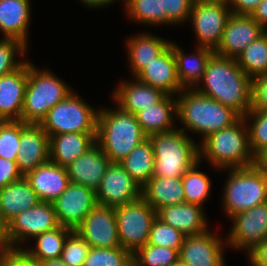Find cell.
<instances>
[{
  "mask_svg": "<svg viewBox=\"0 0 267 266\" xmlns=\"http://www.w3.org/2000/svg\"><path fill=\"white\" fill-rule=\"evenodd\" d=\"M200 161L208 160L218 170L244 168L253 165L248 129L243 117L231 126L213 132L199 144Z\"/></svg>",
  "mask_w": 267,
  "mask_h": 266,
  "instance_id": "obj_3",
  "label": "cell"
},
{
  "mask_svg": "<svg viewBox=\"0 0 267 266\" xmlns=\"http://www.w3.org/2000/svg\"><path fill=\"white\" fill-rule=\"evenodd\" d=\"M175 95L177 118L186 133L201 135V141L209 134L231 126L241 116L228 106L197 92L194 88H184Z\"/></svg>",
  "mask_w": 267,
  "mask_h": 266,
  "instance_id": "obj_2",
  "label": "cell"
},
{
  "mask_svg": "<svg viewBox=\"0 0 267 266\" xmlns=\"http://www.w3.org/2000/svg\"><path fill=\"white\" fill-rule=\"evenodd\" d=\"M251 266H267V238L247 252Z\"/></svg>",
  "mask_w": 267,
  "mask_h": 266,
  "instance_id": "obj_48",
  "label": "cell"
},
{
  "mask_svg": "<svg viewBox=\"0 0 267 266\" xmlns=\"http://www.w3.org/2000/svg\"><path fill=\"white\" fill-rule=\"evenodd\" d=\"M114 1L117 0H80L81 3L86 5L88 8H102L108 6L109 4H113Z\"/></svg>",
  "mask_w": 267,
  "mask_h": 266,
  "instance_id": "obj_52",
  "label": "cell"
},
{
  "mask_svg": "<svg viewBox=\"0 0 267 266\" xmlns=\"http://www.w3.org/2000/svg\"><path fill=\"white\" fill-rule=\"evenodd\" d=\"M251 16L267 31V0H263L252 12Z\"/></svg>",
  "mask_w": 267,
  "mask_h": 266,
  "instance_id": "obj_50",
  "label": "cell"
},
{
  "mask_svg": "<svg viewBox=\"0 0 267 266\" xmlns=\"http://www.w3.org/2000/svg\"><path fill=\"white\" fill-rule=\"evenodd\" d=\"M142 198L155 210L185 202L182 177L153 176L142 187Z\"/></svg>",
  "mask_w": 267,
  "mask_h": 266,
  "instance_id": "obj_30",
  "label": "cell"
},
{
  "mask_svg": "<svg viewBox=\"0 0 267 266\" xmlns=\"http://www.w3.org/2000/svg\"><path fill=\"white\" fill-rule=\"evenodd\" d=\"M170 43L171 41L148 32L129 37L126 43V53L133 77L135 78L154 58L162 54L170 46Z\"/></svg>",
  "mask_w": 267,
  "mask_h": 266,
  "instance_id": "obj_28",
  "label": "cell"
},
{
  "mask_svg": "<svg viewBox=\"0 0 267 266\" xmlns=\"http://www.w3.org/2000/svg\"><path fill=\"white\" fill-rule=\"evenodd\" d=\"M136 115L116 108L98 111L96 143L111 162H120L137 145L147 139Z\"/></svg>",
  "mask_w": 267,
  "mask_h": 266,
  "instance_id": "obj_4",
  "label": "cell"
},
{
  "mask_svg": "<svg viewBox=\"0 0 267 266\" xmlns=\"http://www.w3.org/2000/svg\"><path fill=\"white\" fill-rule=\"evenodd\" d=\"M112 94L115 105L134 115L156 105L167 95L159 88L140 82L136 77L119 83Z\"/></svg>",
  "mask_w": 267,
  "mask_h": 266,
  "instance_id": "obj_23",
  "label": "cell"
},
{
  "mask_svg": "<svg viewBox=\"0 0 267 266\" xmlns=\"http://www.w3.org/2000/svg\"><path fill=\"white\" fill-rule=\"evenodd\" d=\"M243 118L248 129L251 151L255 155L267 145V111L250 109Z\"/></svg>",
  "mask_w": 267,
  "mask_h": 266,
  "instance_id": "obj_41",
  "label": "cell"
},
{
  "mask_svg": "<svg viewBox=\"0 0 267 266\" xmlns=\"http://www.w3.org/2000/svg\"><path fill=\"white\" fill-rule=\"evenodd\" d=\"M176 61L177 76L184 88H194L203 78L208 59L214 50L197 46L193 54L186 55L175 42L170 43Z\"/></svg>",
  "mask_w": 267,
  "mask_h": 266,
  "instance_id": "obj_29",
  "label": "cell"
},
{
  "mask_svg": "<svg viewBox=\"0 0 267 266\" xmlns=\"http://www.w3.org/2000/svg\"><path fill=\"white\" fill-rule=\"evenodd\" d=\"M72 92L48 68L40 70L28 60V82L20 120L25 124H40L49 110Z\"/></svg>",
  "mask_w": 267,
  "mask_h": 266,
  "instance_id": "obj_6",
  "label": "cell"
},
{
  "mask_svg": "<svg viewBox=\"0 0 267 266\" xmlns=\"http://www.w3.org/2000/svg\"><path fill=\"white\" fill-rule=\"evenodd\" d=\"M251 110L267 111V72L252 79Z\"/></svg>",
  "mask_w": 267,
  "mask_h": 266,
  "instance_id": "obj_45",
  "label": "cell"
},
{
  "mask_svg": "<svg viewBox=\"0 0 267 266\" xmlns=\"http://www.w3.org/2000/svg\"><path fill=\"white\" fill-rule=\"evenodd\" d=\"M0 266H40L22 249H8L0 254Z\"/></svg>",
  "mask_w": 267,
  "mask_h": 266,
  "instance_id": "obj_46",
  "label": "cell"
},
{
  "mask_svg": "<svg viewBox=\"0 0 267 266\" xmlns=\"http://www.w3.org/2000/svg\"><path fill=\"white\" fill-rule=\"evenodd\" d=\"M231 14L227 4L194 1L188 21L196 34L197 46L215 50Z\"/></svg>",
  "mask_w": 267,
  "mask_h": 266,
  "instance_id": "obj_11",
  "label": "cell"
},
{
  "mask_svg": "<svg viewBox=\"0 0 267 266\" xmlns=\"http://www.w3.org/2000/svg\"><path fill=\"white\" fill-rule=\"evenodd\" d=\"M75 231L90 247H121L114 207L97 204Z\"/></svg>",
  "mask_w": 267,
  "mask_h": 266,
  "instance_id": "obj_15",
  "label": "cell"
},
{
  "mask_svg": "<svg viewBox=\"0 0 267 266\" xmlns=\"http://www.w3.org/2000/svg\"><path fill=\"white\" fill-rule=\"evenodd\" d=\"M28 48L15 38H0V77L20 68L26 60L16 61V56L23 57Z\"/></svg>",
  "mask_w": 267,
  "mask_h": 266,
  "instance_id": "obj_39",
  "label": "cell"
},
{
  "mask_svg": "<svg viewBox=\"0 0 267 266\" xmlns=\"http://www.w3.org/2000/svg\"><path fill=\"white\" fill-rule=\"evenodd\" d=\"M130 20L144 25H174L162 11V0H122Z\"/></svg>",
  "mask_w": 267,
  "mask_h": 266,
  "instance_id": "obj_34",
  "label": "cell"
},
{
  "mask_svg": "<svg viewBox=\"0 0 267 266\" xmlns=\"http://www.w3.org/2000/svg\"><path fill=\"white\" fill-rule=\"evenodd\" d=\"M263 0H230L228 4L233 14L251 15Z\"/></svg>",
  "mask_w": 267,
  "mask_h": 266,
  "instance_id": "obj_49",
  "label": "cell"
},
{
  "mask_svg": "<svg viewBox=\"0 0 267 266\" xmlns=\"http://www.w3.org/2000/svg\"><path fill=\"white\" fill-rule=\"evenodd\" d=\"M178 259L173 248L145 244L133 254V266H171Z\"/></svg>",
  "mask_w": 267,
  "mask_h": 266,
  "instance_id": "obj_37",
  "label": "cell"
},
{
  "mask_svg": "<svg viewBox=\"0 0 267 266\" xmlns=\"http://www.w3.org/2000/svg\"><path fill=\"white\" fill-rule=\"evenodd\" d=\"M98 111L73 91L49 110L40 125L49 137L61 133H97Z\"/></svg>",
  "mask_w": 267,
  "mask_h": 266,
  "instance_id": "obj_8",
  "label": "cell"
},
{
  "mask_svg": "<svg viewBox=\"0 0 267 266\" xmlns=\"http://www.w3.org/2000/svg\"><path fill=\"white\" fill-rule=\"evenodd\" d=\"M171 266H190L188 263L183 262L181 259H178L174 264Z\"/></svg>",
  "mask_w": 267,
  "mask_h": 266,
  "instance_id": "obj_56",
  "label": "cell"
},
{
  "mask_svg": "<svg viewBox=\"0 0 267 266\" xmlns=\"http://www.w3.org/2000/svg\"><path fill=\"white\" fill-rule=\"evenodd\" d=\"M118 236L123 249L134 254L147 244L156 211L141 197L115 207Z\"/></svg>",
  "mask_w": 267,
  "mask_h": 266,
  "instance_id": "obj_9",
  "label": "cell"
},
{
  "mask_svg": "<svg viewBox=\"0 0 267 266\" xmlns=\"http://www.w3.org/2000/svg\"><path fill=\"white\" fill-rule=\"evenodd\" d=\"M156 217L186 236L209 230L204 208L187 202L162 207L156 211Z\"/></svg>",
  "mask_w": 267,
  "mask_h": 266,
  "instance_id": "obj_24",
  "label": "cell"
},
{
  "mask_svg": "<svg viewBox=\"0 0 267 266\" xmlns=\"http://www.w3.org/2000/svg\"><path fill=\"white\" fill-rule=\"evenodd\" d=\"M136 78L144 84L161 89L167 95H177L184 89L177 76L176 61L171 46L154 58Z\"/></svg>",
  "mask_w": 267,
  "mask_h": 266,
  "instance_id": "obj_21",
  "label": "cell"
},
{
  "mask_svg": "<svg viewBox=\"0 0 267 266\" xmlns=\"http://www.w3.org/2000/svg\"><path fill=\"white\" fill-rule=\"evenodd\" d=\"M24 177L41 202L52 203L65 191L70 183L67 169L50 160Z\"/></svg>",
  "mask_w": 267,
  "mask_h": 266,
  "instance_id": "obj_22",
  "label": "cell"
},
{
  "mask_svg": "<svg viewBox=\"0 0 267 266\" xmlns=\"http://www.w3.org/2000/svg\"><path fill=\"white\" fill-rule=\"evenodd\" d=\"M8 245L6 242V237H5V226L2 224V222L0 221V254L3 251L8 250Z\"/></svg>",
  "mask_w": 267,
  "mask_h": 266,
  "instance_id": "obj_53",
  "label": "cell"
},
{
  "mask_svg": "<svg viewBox=\"0 0 267 266\" xmlns=\"http://www.w3.org/2000/svg\"><path fill=\"white\" fill-rule=\"evenodd\" d=\"M118 163L143 187L153 177L155 169V156L150 139H145Z\"/></svg>",
  "mask_w": 267,
  "mask_h": 266,
  "instance_id": "obj_32",
  "label": "cell"
},
{
  "mask_svg": "<svg viewBox=\"0 0 267 266\" xmlns=\"http://www.w3.org/2000/svg\"><path fill=\"white\" fill-rule=\"evenodd\" d=\"M142 197V187L124 170L118 162H112L96 190L97 203L118 207Z\"/></svg>",
  "mask_w": 267,
  "mask_h": 266,
  "instance_id": "obj_13",
  "label": "cell"
},
{
  "mask_svg": "<svg viewBox=\"0 0 267 266\" xmlns=\"http://www.w3.org/2000/svg\"><path fill=\"white\" fill-rule=\"evenodd\" d=\"M155 156L153 176L182 177L200 161L199 143L181 129L148 136Z\"/></svg>",
  "mask_w": 267,
  "mask_h": 266,
  "instance_id": "obj_5",
  "label": "cell"
},
{
  "mask_svg": "<svg viewBox=\"0 0 267 266\" xmlns=\"http://www.w3.org/2000/svg\"><path fill=\"white\" fill-rule=\"evenodd\" d=\"M185 237L186 235L181 231L162 222L156 217L152 223L147 244L173 248L180 252Z\"/></svg>",
  "mask_w": 267,
  "mask_h": 266,
  "instance_id": "obj_40",
  "label": "cell"
},
{
  "mask_svg": "<svg viewBox=\"0 0 267 266\" xmlns=\"http://www.w3.org/2000/svg\"><path fill=\"white\" fill-rule=\"evenodd\" d=\"M222 204L229 218L267 201V174L254 165L228 169Z\"/></svg>",
  "mask_w": 267,
  "mask_h": 266,
  "instance_id": "obj_7",
  "label": "cell"
},
{
  "mask_svg": "<svg viewBox=\"0 0 267 266\" xmlns=\"http://www.w3.org/2000/svg\"><path fill=\"white\" fill-rule=\"evenodd\" d=\"M241 69L253 79L267 72V31L250 43L236 58Z\"/></svg>",
  "mask_w": 267,
  "mask_h": 266,
  "instance_id": "obj_35",
  "label": "cell"
},
{
  "mask_svg": "<svg viewBox=\"0 0 267 266\" xmlns=\"http://www.w3.org/2000/svg\"><path fill=\"white\" fill-rule=\"evenodd\" d=\"M22 177L16 161L0 157V189L12 182L18 181Z\"/></svg>",
  "mask_w": 267,
  "mask_h": 266,
  "instance_id": "obj_47",
  "label": "cell"
},
{
  "mask_svg": "<svg viewBox=\"0 0 267 266\" xmlns=\"http://www.w3.org/2000/svg\"><path fill=\"white\" fill-rule=\"evenodd\" d=\"M265 32L266 30L251 15L232 13L214 53L236 59L250 43Z\"/></svg>",
  "mask_w": 267,
  "mask_h": 266,
  "instance_id": "obj_16",
  "label": "cell"
},
{
  "mask_svg": "<svg viewBox=\"0 0 267 266\" xmlns=\"http://www.w3.org/2000/svg\"><path fill=\"white\" fill-rule=\"evenodd\" d=\"M19 145L16 164L22 176L50 160L49 136L40 124H25L20 120Z\"/></svg>",
  "mask_w": 267,
  "mask_h": 266,
  "instance_id": "obj_17",
  "label": "cell"
},
{
  "mask_svg": "<svg viewBox=\"0 0 267 266\" xmlns=\"http://www.w3.org/2000/svg\"><path fill=\"white\" fill-rule=\"evenodd\" d=\"M30 0H0V32L2 38L19 39L28 45Z\"/></svg>",
  "mask_w": 267,
  "mask_h": 266,
  "instance_id": "obj_27",
  "label": "cell"
},
{
  "mask_svg": "<svg viewBox=\"0 0 267 266\" xmlns=\"http://www.w3.org/2000/svg\"><path fill=\"white\" fill-rule=\"evenodd\" d=\"M73 230L59 225L57 228L35 236V246L22 250L32 259L43 262L60 259L67 236Z\"/></svg>",
  "mask_w": 267,
  "mask_h": 266,
  "instance_id": "obj_33",
  "label": "cell"
},
{
  "mask_svg": "<svg viewBox=\"0 0 267 266\" xmlns=\"http://www.w3.org/2000/svg\"><path fill=\"white\" fill-rule=\"evenodd\" d=\"M111 163L100 146L95 143L66 169L71 183L83 185L96 192Z\"/></svg>",
  "mask_w": 267,
  "mask_h": 266,
  "instance_id": "obj_20",
  "label": "cell"
},
{
  "mask_svg": "<svg viewBox=\"0 0 267 266\" xmlns=\"http://www.w3.org/2000/svg\"><path fill=\"white\" fill-rule=\"evenodd\" d=\"M40 202L36 192L23 176L0 189V221L6 226L20 212Z\"/></svg>",
  "mask_w": 267,
  "mask_h": 266,
  "instance_id": "obj_26",
  "label": "cell"
},
{
  "mask_svg": "<svg viewBox=\"0 0 267 266\" xmlns=\"http://www.w3.org/2000/svg\"><path fill=\"white\" fill-rule=\"evenodd\" d=\"M253 165L267 174V145L254 155Z\"/></svg>",
  "mask_w": 267,
  "mask_h": 266,
  "instance_id": "obj_51",
  "label": "cell"
},
{
  "mask_svg": "<svg viewBox=\"0 0 267 266\" xmlns=\"http://www.w3.org/2000/svg\"><path fill=\"white\" fill-rule=\"evenodd\" d=\"M135 115L147 136L174 130L177 128L173 126L177 118L176 99L173 95H166L156 105L143 109Z\"/></svg>",
  "mask_w": 267,
  "mask_h": 266,
  "instance_id": "obj_31",
  "label": "cell"
},
{
  "mask_svg": "<svg viewBox=\"0 0 267 266\" xmlns=\"http://www.w3.org/2000/svg\"><path fill=\"white\" fill-rule=\"evenodd\" d=\"M194 0H162V11L173 24L188 22Z\"/></svg>",
  "mask_w": 267,
  "mask_h": 266,
  "instance_id": "obj_44",
  "label": "cell"
},
{
  "mask_svg": "<svg viewBox=\"0 0 267 266\" xmlns=\"http://www.w3.org/2000/svg\"><path fill=\"white\" fill-rule=\"evenodd\" d=\"M58 226L53 203L40 201L30 209L20 212L5 226L8 248L22 249L24 241H30L31 238Z\"/></svg>",
  "mask_w": 267,
  "mask_h": 266,
  "instance_id": "obj_10",
  "label": "cell"
},
{
  "mask_svg": "<svg viewBox=\"0 0 267 266\" xmlns=\"http://www.w3.org/2000/svg\"><path fill=\"white\" fill-rule=\"evenodd\" d=\"M28 82V59L15 71L0 77V121L20 120Z\"/></svg>",
  "mask_w": 267,
  "mask_h": 266,
  "instance_id": "obj_19",
  "label": "cell"
},
{
  "mask_svg": "<svg viewBox=\"0 0 267 266\" xmlns=\"http://www.w3.org/2000/svg\"><path fill=\"white\" fill-rule=\"evenodd\" d=\"M90 248V245L73 230L65 240L60 259L69 266H83Z\"/></svg>",
  "mask_w": 267,
  "mask_h": 266,
  "instance_id": "obj_43",
  "label": "cell"
},
{
  "mask_svg": "<svg viewBox=\"0 0 267 266\" xmlns=\"http://www.w3.org/2000/svg\"><path fill=\"white\" fill-rule=\"evenodd\" d=\"M200 162L192 166L183 176L185 202L204 208V202L211 195V180L206 173L200 172Z\"/></svg>",
  "mask_w": 267,
  "mask_h": 266,
  "instance_id": "obj_36",
  "label": "cell"
},
{
  "mask_svg": "<svg viewBox=\"0 0 267 266\" xmlns=\"http://www.w3.org/2000/svg\"><path fill=\"white\" fill-rule=\"evenodd\" d=\"M96 143V133H61L49 137L50 161L67 167Z\"/></svg>",
  "mask_w": 267,
  "mask_h": 266,
  "instance_id": "obj_25",
  "label": "cell"
},
{
  "mask_svg": "<svg viewBox=\"0 0 267 266\" xmlns=\"http://www.w3.org/2000/svg\"><path fill=\"white\" fill-rule=\"evenodd\" d=\"M224 240L210 229L198 235L186 236L179 252V259L190 266H226Z\"/></svg>",
  "mask_w": 267,
  "mask_h": 266,
  "instance_id": "obj_18",
  "label": "cell"
},
{
  "mask_svg": "<svg viewBox=\"0 0 267 266\" xmlns=\"http://www.w3.org/2000/svg\"><path fill=\"white\" fill-rule=\"evenodd\" d=\"M198 2H213V3H224V4H229L230 0H194Z\"/></svg>",
  "mask_w": 267,
  "mask_h": 266,
  "instance_id": "obj_55",
  "label": "cell"
},
{
  "mask_svg": "<svg viewBox=\"0 0 267 266\" xmlns=\"http://www.w3.org/2000/svg\"><path fill=\"white\" fill-rule=\"evenodd\" d=\"M40 266H69L61 259H53V260H46L43 262H39Z\"/></svg>",
  "mask_w": 267,
  "mask_h": 266,
  "instance_id": "obj_54",
  "label": "cell"
},
{
  "mask_svg": "<svg viewBox=\"0 0 267 266\" xmlns=\"http://www.w3.org/2000/svg\"><path fill=\"white\" fill-rule=\"evenodd\" d=\"M229 219L233 225L225 240L227 247L248 252L267 238V201Z\"/></svg>",
  "mask_w": 267,
  "mask_h": 266,
  "instance_id": "obj_12",
  "label": "cell"
},
{
  "mask_svg": "<svg viewBox=\"0 0 267 266\" xmlns=\"http://www.w3.org/2000/svg\"><path fill=\"white\" fill-rule=\"evenodd\" d=\"M194 89L232 108L241 117L251 109L252 79L236 59L213 53L206 63L203 78Z\"/></svg>",
  "mask_w": 267,
  "mask_h": 266,
  "instance_id": "obj_1",
  "label": "cell"
},
{
  "mask_svg": "<svg viewBox=\"0 0 267 266\" xmlns=\"http://www.w3.org/2000/svg\"><path fill=\"white\" fill-rule=\"evenodd\" d=\"M83 266H133V254L122 247H91Z\"/></svg>",
  "mask_w": 267,
  "mask_h": 266,
  "instance_id": "obj_38",
  "label": "cell"
},
{
  "mask_svg": "<svg viewBox=\"0 0 267 266\" xmlns=\"http://www.w3.org/2000/svg\"><path fill=\"white\" fill-rule=\"evenodd\" d=\"M19 140L20 120L0 121V157L16 161Z\"/></svg>",
  "mask_w": 267,
  "mask_h": 266,
  "instance_id": "obj_42",
  "label": "cell"
},
{
  "mask_svg": "<svg viewBox=\"0 0 267 266\" xmlns=\"http://www.w3.org/2000/svg\"><path fill=\"white\" fill-rule=\"evenodd\" d=\"M52 203L59 225L71 230H75L98 204L94 190L71 182Z\"/></svg>",
  "mask_w": 267,
  "mask_h": 266,
  "instance_id": "obj_14",
  "label": "cell"
}]
</instances>
